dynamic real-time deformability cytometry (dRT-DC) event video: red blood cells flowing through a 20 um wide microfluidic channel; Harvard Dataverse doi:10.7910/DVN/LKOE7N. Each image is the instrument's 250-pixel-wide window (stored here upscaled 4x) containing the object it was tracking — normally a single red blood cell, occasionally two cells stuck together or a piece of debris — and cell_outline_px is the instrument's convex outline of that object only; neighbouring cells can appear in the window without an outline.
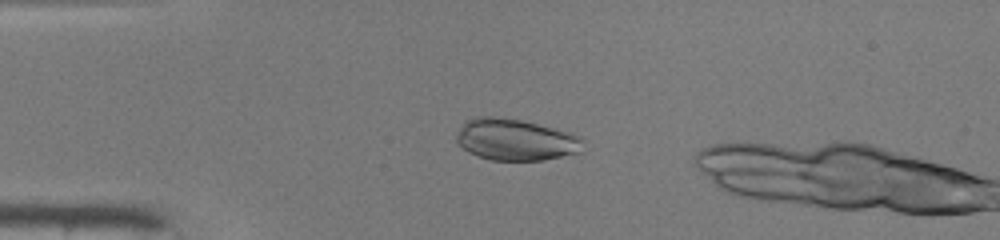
{"species": "common noctule bat (a hibernating species)", "species_latin": "Nyctalus noctula", "temperature_condition": "warm", "stored_images_in_passage": 9, "camera_frame_rate_fps": 3000, "um_per_image_px": 0.085, "animal": {"sex": "male", "body_mass_g": 19.0, "forearm_length_mm": 50.8}, "frame": {"image": 1, "passage_image": 7, "time_ms": 2.0, "image_size_px": [1000, 240], "cell_outline_px": [[584, 140], [580, 152], [544, 160], [492, 160], [476, 156], [468, 152], [456, 140], [456, 136], [464, 120], [472, 116], [492, 116], [520, 120], [572, 132], [580, 136]], "centroid_in_image_um": [43.81, 11.86], "position_along_channel_um": 41.2, "area_um2": 30.81}}